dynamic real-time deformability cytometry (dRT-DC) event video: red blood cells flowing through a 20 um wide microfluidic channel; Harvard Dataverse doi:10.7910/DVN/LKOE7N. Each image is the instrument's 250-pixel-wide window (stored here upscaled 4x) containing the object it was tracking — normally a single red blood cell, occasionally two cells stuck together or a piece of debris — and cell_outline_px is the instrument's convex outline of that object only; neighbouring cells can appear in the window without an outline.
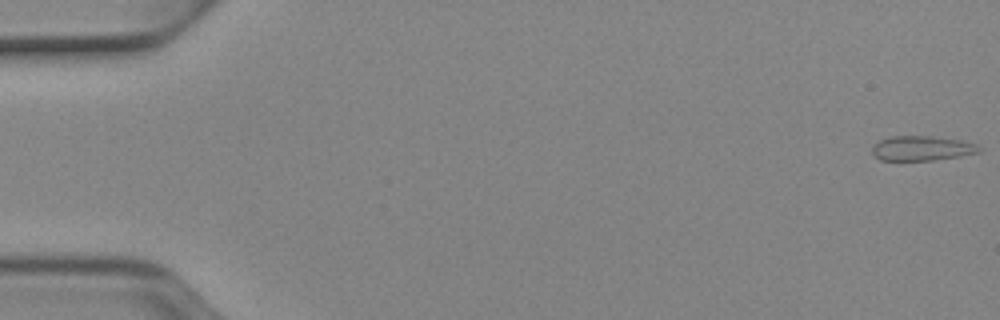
{"species": "Egyptian fruit bat (a non-hibernating species)", "species_latin": "Rousettus aegyptiacus", "temperature_condition": "cold", "stored_images_in_passage": 52, "camera_frame_rate_fps": 3000, "um_per_image_px": 0.085, "animal": {"sex": "female"}, "frame": {"image": 1, "passage_image": 1, "time_ms": 0.0, "image_size_px": [1000, 320], "cell_outline_px": [[980, 152], [960, 156], [932, 160], [880, 160], [872, 156], [872, 148], [880, 140], [892, 136], [932, 136], [960, 140], [976, 144], [980, 148]], "centroid_in_image_um": [78.34, 12.61], "position_along_channel_um": 6.7, "area_um2": 15.32}}
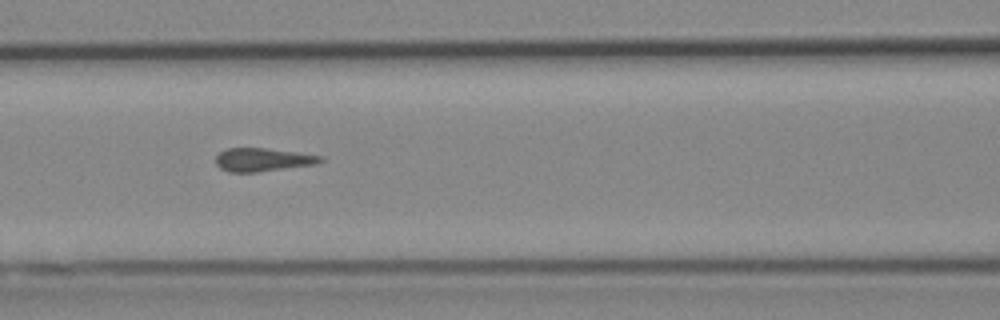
{"frame": {"image": 2, "passage_image": 23, "time_ms": 7.333, "image_size_px": [1000, 320], "cell_outline_px": [[324, 160], [316, 164], [256, 172], [228, 172], [220, 168], [216, 164], [216, 156], [220, 152], [228, 148], [264, 148], [296, 152], [324, 156]], "centroid_in_image_um": [22.33, 13.57], "position_along_channel_um": 144.3, "area_um2": 14.16}}
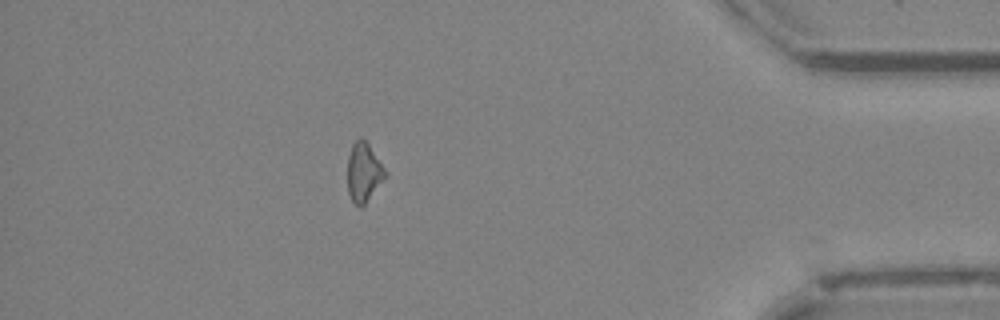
{"frame": {"image": 3, "passage_image": 46, "time_ms": 15.0, "image_size_px": [1000, 320], "cell_outline_px": [[388, 176], [364, 204], [360, 208], [352, 200], [348, 192], [348, 156], [352, 144], [360, 136], [368, 144], [388, 172]], "centroid_in_image_um": [30.94, 14.64], "position_along_channel_um": 404.3, "area_um2": 13.01}}